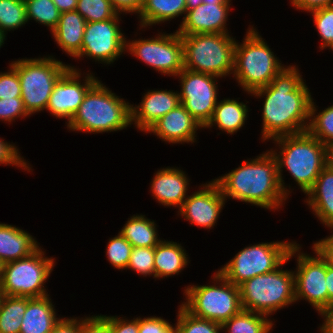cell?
<instances>
[{
    "mask_svg": "<svg viewBox=\"0 0 333 333\" xmlns=\"http://www.w3.org/2000/svg\"><path fill=\"white\" fill-rule=\"evenodd\" d=\"M304 81L296 65H285L269 85L251 92L255 98H264L262 142L307 131L313 96Z\"/></svg>",
    "mask_w": 333,
    "mask_h": 333,
    "instance_id": "6da1fadb",
    "label": "cell"
},
{
    "mask_svg": "<svg viewBox=\"0 0 333 333\" xmlns=\"http://www.w3.org/2000/svg\"><path fill=\"white\" fill-rule=\"evenodd\" d=\"M213 180L226 201L234 199L275 212L288 200L280 185L277 160L269 150Z\"/></svg>",
    "mask_w": 333,
    "mask_h": 333,
    "instance_id": "7a4b0ae2",
    "label": "cell"
},
{
    "mask_svg": "<svg viewBox=\"0 0 333 333\" xmlns=\"http://www.w3.org/2000/svg\"><path fill=\"white\" fill-rule=\"evenodd\" d=\"M271 141H274L273 143L276 144L274 146L277 147L274 150L270 148L269 151L277 160L278 177L282 191L289 199L293 190L291 185L288 187L285 185L283 169H286L301 192L306 194L326 167L327 146L307 131L280 136Z\"/></svg>",
    "mask_w": 333,
    "mask_h": 333,
    "instance_id": "3957f363",
    "label": "cell"
},
{
    "mask_svg": "<svg viewBox=\"0 0 333 333\" xmlns=\"http://www.w3.org/2000/svg\"><path fill=\"white\" fill-rule=\"evenodd\" d=\"M69 131L110 133L131 127V103L98 80L85 95L68 124Z\"/></svg>",
    "mask_w": 333,
    "mask_h": 333,
    "instance_id": "277c9868",
    "label": "cell"
},
{
    "mask_svg": "<svg viewBox=\"0 0 333 333\" xmlns=\"http://www.w3.org/2000/svg\"><path fill=\"white\" fill-rule=\"evenodd\" d=\"M241 41L242 43L236 39L232 77L249 95L252 91L269 85L285 66L254 25H249Z\"/></svg>",
    "mask_w": 333,
    "mask_h": 333,
    "instance_id": "5b68a950",
    "label": "cell"
},
{
    "mask_svg": "<svg viewBox=\"0 0 333 333\" xmlns=\"http://www.w3.org/2000/svg\"><path fill=\"white\" fill-rule=\"evenodd\" d=\"M288 261L289 258L274 271L254 276L239 285L243 310L272 317L276 311L296 303L294 272L283 270Z\"/></svg>",
    "mask_w": 333,
    "mask_h": 333,
    "instance_id": "8992f818",
    "label": "cell"
},
{
    "mask_svg": "<svg viewBox=\"0 0 333 333\" xmlns=\"http://www.w3.org/2000/svg\"><path fill=\"white\" fill-rule=\"evenodd\" d=\"M212 276V285L185 286V301L180 305L195 317L222 325L242 310L239 286L229 282L218 270Z\"/></svg>",
    "mask_w": 333,
    "mask_h": 333,
    "instance_id": "52a82bcc",
    "label": "cell"
},
{
    "mask_svg": "<svg viewBox=\"0 0 333 333\" xmlns=\"http://www.w3.org/2000/svg\"><path fill=\"white\" fill-rule=\"evenodd\" d=\"M10 64L18 72L21 98L31 116L46 110L54 85L70 68L69 64L63 63L53 55L19 58L11 61Z\"/></svg>",
    "mask_w": 333,
    "mask_h": 333,
    "instance_id": "ba28073f",
    "label": "cell"
},
{
    "mask_svg": "<svg viewBox=\"0 0 333 333\" xmlns=\"http://www.w3.org/2000/svg\"><path fill=\"white\" fill-rule=\"evenodd\" d=\"M184 68L225 78L233 73L234 47L232 34L181 35Z\"/></svg>",
    "mask_w": 333,
    "mask_h": 333,
    "instance_id": "9c48e42d",
    "label": "cell"
},
{
    "mask_svg": "<svg viewBox=\"0 0 333 333\" xmlns=\"http://www.w3.org/2000/svg\"><path fill=\"white\" fill-rule=\"evenodd\" d=\"M45 253L40 246L28 257L5 263L0 284L3 295L29 298L48 295L46 282L56 259Z\"/></svg>",
    "mask_w": 333,
    "mask_h": 333,
    "instance_id": "30bf717a",
    "label": "cell"
},
{
    "mask_svg": "<svg viewBox=\"0 0 333 333\" xmlns=\"http://www.w3.org/2000/svg\"><path fill=\"white\" fill-rule=\"evenodd\" d=\"M295 241H271L250 244L241 249L218 271L231 283L239 286L254 276L277 269L289 255Z\"/></svg>",
    "mask_w": 333,
    "mask_h": 333,
    "instance_id": "8fae6325",
    "label": "cell"
},
{
    "mask_svg": "<svg viewBox=\"0 0 333 333\" xmlns=\"http://www.w3.org/2000/svg\"><path fill=\"white\" fill-rule=\"evenodd\" d=\"M297 242L291 247L288 258L296 260L295 301L305 300L320 315L328 307V291L326 283V259L314 248L315 255L303 253Z\"/></svg>",
    "mask_w": 333,
    "mask_h": 333,
    "instance_id": "7c38bea8",
    "label": "cell"
},
{
    "mask_svg": "<svg viewBox=\"0 0 333 333\" xmlns=\"http://www.w3.org/2000/svg\"><path fill=\"white\" fill-rule=\"evenodd\" d=\"M127 52L161 75L177 76L184 69L181 35L158 32L154 37L126 39Z\"/></svg>",
    "mask_w": 333,
    "mask_h": 333,
    "instance_id": "4fadbf2b",
    "label": "cell"
},
{
    "mask_svg": "<svg viewBox=\"0 0 333 333\" xmlns=\"http://www.w3.org/2000/svg\"><path fill=\"white\" fill-rule=\"evenodd\" d=\"M121 14L112 19L87 22L80 53L74 58H88L104 65L113 64L126 52V35L120 28Z\"/></svg>",
    "mask_w": 333,
    "mask_h": 333,
    "instance_id": "5bb4252c",
    "label": "cell"
},
{
    "mask_svg": "<svg viewBox=\"0 0 333 333\" xmlns=\"http://www.w3.org/2000/svg\"><path fill=\"white\" fill-rule=\"evenodd\" d=\"M177 77L181 87L178 92L180 103L204 128L211 120L218 102V79L221 78L185 68Z\"/></svg>",
    "mask_w": 333,
    "mask_h": 333,
    "instance_id": "9a60e30c",
    "label": "cell"
},
{
    "mask_svg": "<svg viewBox=\"0 0 333 333\" xmlns=\"http://www.w3.org/2000/svg\"><path fill=\"white\" fill-rule=\"evenodd\" d=\"M69 66L70 68L54 85L46 107V111L54 117L60 120L66 119V124L77 112L87 91L99 80L95 77V73L88 71L82 74L81 69L71 64Z\"/></svg>",
    "mask_w": 333,
    "mask_h": 333,
    "instance_id": "2e32d148",
    "label": "cell"
},
{
    "mask_svg": "<svg viewBox=\"0 0 333 333\" xmlns=\"http://www.w3.org/2000/svg\"><path fill=\"white\" fill-rule=\"evenodd\" d=\"M191 194L178 209V216L189 221L191 225L209 230L214 228L227 202L219 185L212 179L202 183L198 190Z\"/></svg>",
    "mask_w": 333,
    "mask_h": 333,
    "instance_id": "e0dca14e",
    "label": "cell"
},
{
    "mask_svg": "<svg viewBox=\"0 0 333 333\" xmlns=\"http://www.w3.org/2000/svg\"><path fill=\"white\" fill-rule=\"evenodd\" d=\"M231 3H202L186 11L184 19L176 30L180 35L204 33L228 34L227 21Z\"/></svg>",
    "mask_w": 333,
    "mask_h": 333,
    "instance_id": "ac0fdd59",
    "label": "cell"
},
{
    "mask_svg": "<svg viewBox=\"0 0 333 333\" xmlns=\"http://www.w3.org/2000/svg\"><path fill=\"white\" fill-rule=\"evenodd\" d=\"M201 124L179 104L155 122L145 133L153 134L166 144H194Z\"/></svg>",
    "mask_w": 333,
    "mask_h": 333,
    "instance_id": "d6986e66",
    "label": "cell"
},
{
    "mask_svg": "<svg viewBox=\"0 0 333 333\" xmlns=\"http://www.w3.org/2000/svg\"><path fill=\"white\" fill-rule=\"evenodd\" d=\"M180 103L178 91L147 90L138 105L131 104V122L140 132H146L155 122Z\"/></svg>",
    "mask_w": 333,
    "mask_h": 333,
    "instance_id": "ffe728a7",
    "label": "cell"
},
{
    "mask_svg": "<svg viewBox=\"0 0 333 333\" xmlns=\"http://www.w3.org/2000/svg\"><path fill=\"white\" fill-rule=\"evenodd\" d=\"M150 185L149 192L159 204L179 209L188 197L190 179L180 168L168 166L154 173Z\"/></svg>",
    "mask_w": 333,
    "mask_h": 333,
    "instance_id": "44dd1931",
    "label": "cell"
},
{
    "mask_svg": "<svg viewBox=\"0 0 333 333\" xmlns=\"http://www.w3.org/2000/svg\"><path fill=\"white\" fill-rule=\"evenodd\" d=\"M304 202L321 224L333 231V172L325 167Z\"/></svg>",
    "mask_w": 333,
    "mask_h": 333,
    "instance_id": "7402d4cb",
    "label": "cell"
},
{
    "mask_svg": "<svg viewBox=\"0 0 333 333\" xmlns=\"http://www.w3.org/2000/svg\"><path fill=\"white\" fill-rule=\"evenodd\" d=\"M39 247L36 237L28 231L0 222V260L4 264L28 257Z\"/></svg>",
    "mask_w": 333,
    "mask_h": 333,
    "instance_id": "603a6c76",
    "label": "cell"
},
{
    "mask_svg": "<svg viewBox=\"0 0 333 333\" xmlns=\"http://www.w3.org/2000/svg\"><path fill=\"white\" fill-rule=\"evenodd\" d=\"M86 20L76 11L60 14L59 22L51 35L57 46L74 59L81 51Z\"/></svg>",
    "mask_w": 333,
    "mask_h": 333,
    "instance_id": "cb8c5ba5",
    "label": "cell"
},
{
    "mask_svg": "<svg viewBox=\"0 0 333 333\" xmlns=\"http://www.w3.org/2000/svg\"><path fill=\"white\" fill-rule=\"evenodd\" d=\"M49 296L50 294L42 297H27V309L20 333H50L52 331L62 317H57L56 306Z\"/></svg>",
    "mask_w": 333,
    "mask_h": 333,
    "instance_id": "d4e9b609",
    "label": "cell"
},
{
    "mask_svg": "<svg viewBox=\"0 0 333 333\" xmlns=\"http://www.w3.org/2000/svg\"><path fill=\"white\" fill-rule=\"evenodd\" d=\"M188 257L181 243L162 239L154 247L155 280L180 274L190 263Z\"/></svg>",
    "mask_w": 333,
    "mask_h": 333,
    "instance_id": "484cf974",
    "label": "cell"
},
{
    "mask_svg": "<svg viewBox=\"0 0 333 333\" xmlns=\"http://www.w3.org/2000/svg\"><path fill=\"white\" fill-rule=\"evenodd\" d=\"M247 103L249 102H239L237 101V98H224L220 101L218 100L213 116L204 129H210L216 126L222 132L234 135V133H237L242 127H244L245 122L249 117Z\"/></svg>",
    "mask_w": 333,
    "mask_h": 333,
    "instance_id": "4316f807",
    "label": "cell"
},
{
    "mask_svg": "<svg viewBox=\"0 0 333 333\" xmlns=\"http://www.w3.org/2000/svg\"><path fill=\"white\" fill-rule=\"evenodd\" d=\"M186 0H145L139 14V29L152 27L186 15Z\"/></svg>",
    "mask_w": 333,
    "mask_h": 333,
    "instance_id": "83f0119b",
    "label": "cell"
},
{
    "mask_svg": "<svg viewBox=\"0 0 333 333\" xmlns=\"http://www.w3.org/2000/svg\"><path fill=\"white\" fill-rule=\"evenodd\" d=\"M157 227L155 220L136 213L128 218L119 233L133 247H155L162 240Z\"/></svg>",
    "mask_w": 333,
    "mask_h": 333,
    "instance_id": "f1b7e54d",
    "label": "cell"
},
{
    "mask_svg": "<svg viewBox=\"0 0 333 333\" xmlns=\"http://www.w3.org/2000/svg\"><path fill=\"white\" fill-rule=\"evenodd\" d=\"M274 320L266 315L242 309L221 326L225 333H271L275 327Z\"/></svg>",
    "mask_w": 333,
    "mask_h": 333,
    "instance_id": "f546056e",
    "label": "cell"
},
{
    "mask_svg": "<svg viewBox=\"0 0 333 333\" xmlns=\"http://www.w3.org/2000/svg\"><path fill=\"white\" fill-rule=\"evenodd\" d=\"M27 297L3 295L0 303V333H20Z\"/></svg>",
    "mask_w": 333,
    "mask_h": 333,
    "instance_id": "4dcf8cb0",
    "label": "cell"
},
{
    "mask_svg": "<svg viewBox=\"0 0 333 333\" xmlns=\"http://www.w3.org/2000/svg\"><path fill=\"white\" fill-rule=\"evenodd\" d=\"M312 98L307 132L327 147L333 145V104L318 111ZM319 113H318V112Z\"/></svg>",
    "mask_w": 333,
    "mask_h": 333,
    "instance_id": "1f68e13d",
    "label": "cell"
},
{
    "mask_svg": "<svg viewBox=\"0 0 333 333\" xmlns=\"http://www.w3.org/2000/svg\"><path fill=\"white\" fill-rule=\"evenodd\" d=\"M28 23L24 0H0V30L6 35Z\"/></svg>",
    "mask_w": 333,
    "mask_h": 333,
    "instance_id": "d6a6232c",
    "label": "cell"
},
{
    "mask_svg": "<svg viewBox=\"0 0 333 333\" xmlns=\"http://www.w3.org/2000/svg\"><path fill=\"white\" fill-rule=\"evenodd\" d=\"M28 22L36 21L52 32L60 18V11L52 0H24Z\"/></svg>",
    "mask_w": 333,
    "mask_h": 333,
    "instance_id": "836d02e7",
    "label": "cell"
},
{
    "mask_svg": "<svg viewBox=\"0 0 333 333\" xmlns=\"http://www.w3.org/2000/svg\"><path fill=\"white\" fill-rule=\"evenodd\" d=\"M176 315L177 333H220L222 326L214 321L201 319L191 315L181 305Z\"/></svg>",
    "mask_w": 333,
    "mask_h": 333,
    "instance_id": "e575fe53",
    "label": "cell"
},
{
    "mask_svg": "<svg viewBox=\"0 0 333 333\" xmlns=\"http://www.w3.org/2000/svg\"><path fill=\"white\" fill-rule=\"evenodd\" d=\"M76 11L86 22L106 21L117 14L109 0H78Z\"/></svg>",
    "mask_w": 333,
    "mask_h": 333,
    "instance_id": "d590c367",
    "label": "cell"
},
{
    "mask_svg": "<svg viewBox=\"0 0 333 333\" xmlns=\"http://www.w3.org/2000/svg\"><path fill=\"white\" fill-rule=\"evenodd\" d=\"M108 240L105 251L108 262L114 269L126 270L133 246L119 232Z\"/></svg>",
    "mask_w": 333,
    "mask_h": 333,
    "instance_id": "8d00e7d4",
    "label": "cell"
},
{
    "mask_svg": "<svg viewBox=\"0 0 333 333\" xmlns=\"http://www.w3.org/2000/svg\"><path fill=\"white\" fill-rule=\"evenodd\" d=\"M316 30L321 37L319 50H333V5L309 12Z\"/></svg>",
    "mask_w": 333,
    "mask_h": 333,
    "instance_id": "74e56055",
    "label": "cell"
},
{
    "mask_svg": "<svg viewBox=\"0 0 333 333\" xmlns=\"http://www.w3.org/2000/svg\"><path fill=\"white\" fill-rule=\"evenodd\" d=\"M127 269L143 277L155 278L154 247H133Z\"/></svg>",
    "mask_w": 333,
    "mask_h": 333,
    "instance_id": "f35d334b",
    "label": "cell"
},
{
    "mask_svg": "<svg viewBox=\"0 0 333 333\" xmlns=\"http://www.w3.org/2000/svg\"><path fill=\"white\" fill-rule=\"evenodd\" d=\"M3 139L0 137V165L16 166V168H21L20 170H24V172H33L32 166L22 157L19 148H17L18 146Z\"/></svg>",
    "mask_w": 333,
    "mask_h": 333,
    "instance_id": "ab89813d",
    "label": "cell"
},
{
    "mask_svg": "<svg viewBox=\"0 0 333 333\" xmlns=\"http://www.w3.org/2000/svg\"><path fill=\"white\" fill-rule=\"evenodd\" d=\"M21 97V84L18 72L9 63L6 72H0V99H12Z\"/></svg>",
    "mask_w": 333,
    "mask_h": 333,
    "instance_id": "60d3db41",
    "label": "cell"
},
{
    "mask_svg": "<svg viewBox=\"0 0 333 333\" xmlns=\"http://www.w3.org/2000/svg\"><path fill=\"white\" fill-rule=\"evenodd\" d=\"M27 110L24 107L23 100L21 97L12 99H0V121L8 125L18 118L29 117Z\"/></svg>",
    "mask_w": 333,
    "mask_h": 333,
    "instance_id": "b9f144b4",
    "label": "cell"
},
{
    "mask_svg": "<svg viewBox=\"0 0 333 333\" xmlns=\"http://www.w3.org/2000/svg\"><path fill=\"white\" fill-rule=\"evenodd\" d=\"M139 333H177L175 324L158 316L138 317Z\"/></svg>",
    "mask_w": 333,
    "mask_h": 333,
    "instance_id": "7bdbcfd3",
    "label": "cell"
},
{
    "mask_svg": "<svg viewBox=\"0 0 333 333\" xmlns=\"http://www.w3.org/2000/svg\"><path fill=\"white\" fill-rule=\"evenodd\" d=\"M80 333H111L108 316L98 314L80 317Z\"/></svg>",
    "mask_w": 333,
    "mask_h": 333,
    "instance_id": "ee69618b",
    "label": "cell"
},
{
    "mask_svg": "<svg viewBox=\"0 0 333 333\" xmlns=\"http://www.w3.org/2000/svg\"><path fill=\"white\" fill-rule=\"evenodd\" d=\"M108 324L111 333H139L138 317H134L131 320L125 317L109 315Z\"/></svg>",
    "mask_w": 333,
    "mask_h": 333,
    "instance_id": "f6af8a7d",
    "label": "cell"
},
{
    "mask_svg": "<svg viewBox=\"0 0 333 333\" xmlns=\"http://www.w3.org/2000/svg\"><path fill=\"white\" fill-rule=\"evenodd\" d=\"M118 14H136L139 16L145 0H109Z\"/></svg>",
    "mask_w": 333,
    "mask_h": 333,
    "instance_id": "bcb514c9",
    "label": "cell"
},
{
    "mask_svg": "<svg viewBox=\"0 0 333 333\" xmlns=\"http://www.w3.org/2000/svg\"><path fill=\"white\" fill-rule=\"evenodd\" d=\"M50 333H80V317H62Z\"/></svg>",
    "mask_w": 333,
    "mask_h": 333,
    "instance_id": "7dc6e473",
    "label": "cell"
},
{
    "mask_svg": "<svg viewBox=\"0 0 333 333\" xmlns=\"http://www.w3.org/2000/svg\"><path fill=\"white\" fill-rule=\"evenodd\" d=\"M292 7L306 13L333 5V0H290Z\"/></svg>",
    "mask_w": 333,
    "mask_h": 333,
    "instance_id": "c3c4849f",
    "label": "cell"
},
{
    "mask_svg": "<svg viewBox=\"0 0 333 333\" xmlns=\"http://www.w3.org/2000/svg\"><path fill=\"white\" fill-rule=\"evenodd\" d=\"M333 231H331L332 233ZM314 248H316L321 255L327 260L328 264L333 266V233L323 239L313 241Z\"/></svg>",
    "mask_w": 333,
    "mask_h": 333,
    "instance_id": "681fc988",
    "label": "cell"
},
{
    "mask_svg": "<svg viewBox=\"0 0 333 333\" xmlns=\"http://www.w3.org/2000/svg\"><path fill=\"white\" fill-rule=\"evenodd\" d=\"M320 316L323 318L322 324L318 327L324 333H333V303L328 306Z\"/></svg>",
    "mask_w": 333,
    "mask_h": 333,
    "instance_id": "f907efd6",
    "label": "cell"
},
{
    "mask_svg": "<svg viewBox=\"0 0 333 333\" xmlns=\"http://www.w3.org/2000/svg\"><path fill=\"white\" fill-rule=\"evenodd\" d=\"M326 283L328 291V306L333 303V266L328 264L326 260Z\"/></svg>",
    "mask_w": 333,
    "mask_h": 333,
    "instance_id": "816d5d0a",
    "label": "cell"
},
{
    "mask_svg": "<svg viewBox=\"0 0 333 333\" xmlns=\"http://www.w3.org/2000/svg\"><path fill=\"white\" fill-rule=\"evenodd\" d=\"M60 13L76 10L78 0H52Z\"/></svg>",
    "mask_w": 333,
    "mask_h": 333,
    "instance_id": "f5cc1de1",
    "label": "cell"
},
{
    "mask_svg": "<svg viewBox=\"0 0 333 333\" xmlns=\"http://www.w3.org/2000/svg\"><path fill=\"white\" fill-rule=\"evenodd\" d=\"M326 167L329 168L333 172V145L327 147Z\"/></svg>",
    "mask_w": 333,
    "mask_h": 333,
    "instance_id": "db71d44e",
    "label": "cell"
},
{
    "mask_svg": "<svg viewBox=\"0 0 333 333\" xmlns=\"http://www.w3.org/2000/svg\"><path fill=\"white\" fill-rule=\"evenodd\" d=\"M202 4V0H186L187 11L196 8Z\"/></svg>",
    "mask_w": 333,
    "mask_h": 333,
    "instance_id": "11a10c76",
    "label": "cell"
},
{
    "mask_svg": "<svg viewBox=\"0 0 333 333\" xmlns=\"http://www.w3.org/2000/svg\"><path fill=\"white\" fill-rule=\"evenodd\" d=\"M232 0H202V3H230Z\"/></svg>",
    "mask_w": 333,
    "mask_h": 333,
    "instance_id": "9f6ffc18",
    "label": "cell"
},
{
    "mask_svg": "<svg viewBox=\"0 0 333 333\" xmlns=\"http://www.w3.org/2000/svg\"><path fill=\"white\" fill-rule=\"evenodd\" d=\"M6 35L0 30V48L3 47L5 41H6Z\"/></svg>",
    "mask_w": 333,
    "mask_h": 333,
    "instance_id": "6f0895ef",
    "label": "cell"
},
{
    "mask_svg": "<svg viewBox=\"0 0 333 333\" xmlns=\"http://www.w3.org/2000/svg\"><path fill=\"white\" fill-rule=\"evenodd\" d=\"M3 265H4V263L0 260V284H1V280H2Z\"/></svg>",
    "mask_w": 333,
    "mask_h": 333,
    "instance_id": "680465c9",
    "label": "cell"
},
{
    "mask_svg": "<svg viewBox=\"0 0 333 333\" xmlns=\"http://www.w3.org/2000/svg\"><path fill=\"white\" fill-rule=\"evenodd\" d=\"M2 297H3V291H2V288H1V285H0V303H1Z\"/></svg>",
    "mask_w": 333,
    "mask_h": 333,
    "instance_id": "91938a15",
    "label": "cell"
}]
</instances>
